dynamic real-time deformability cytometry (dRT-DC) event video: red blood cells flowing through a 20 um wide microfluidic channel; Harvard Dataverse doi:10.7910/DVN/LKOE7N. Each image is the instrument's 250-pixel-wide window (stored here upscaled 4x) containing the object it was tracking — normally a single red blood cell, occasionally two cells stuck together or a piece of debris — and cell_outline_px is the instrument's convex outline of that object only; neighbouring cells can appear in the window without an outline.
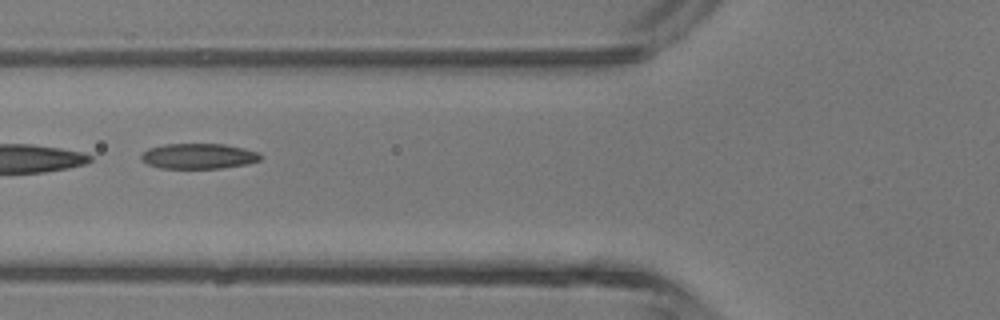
{"species": "common noctule bat (a hibernating species)", "species_latin": "Nyctalus noctula", "temperature_condition": "room temperature", "stored_images_in_passage": 5, "camera_frame_rate_fps": 3000, "um_per_image_px": 0.085, "animal": {"sex": "male", "body_mass_g": 13.3}, "frame": {"image": 1, "passage_image": 5, "time_ms": 5.333, "image_size_px": [1000, 320], "cell_outline_px": [[260, 160], [248, 164], [220, 168], [160, 168], [148, 164], [140, 160], [140, 156], [148, 148], [164, 144], [224, 144], [244, 148], [260, 152]], "centroid_in_image_um": [16.87, 13.27], "position_along_channel_um": 108.9, "area_um2": 17.69}}